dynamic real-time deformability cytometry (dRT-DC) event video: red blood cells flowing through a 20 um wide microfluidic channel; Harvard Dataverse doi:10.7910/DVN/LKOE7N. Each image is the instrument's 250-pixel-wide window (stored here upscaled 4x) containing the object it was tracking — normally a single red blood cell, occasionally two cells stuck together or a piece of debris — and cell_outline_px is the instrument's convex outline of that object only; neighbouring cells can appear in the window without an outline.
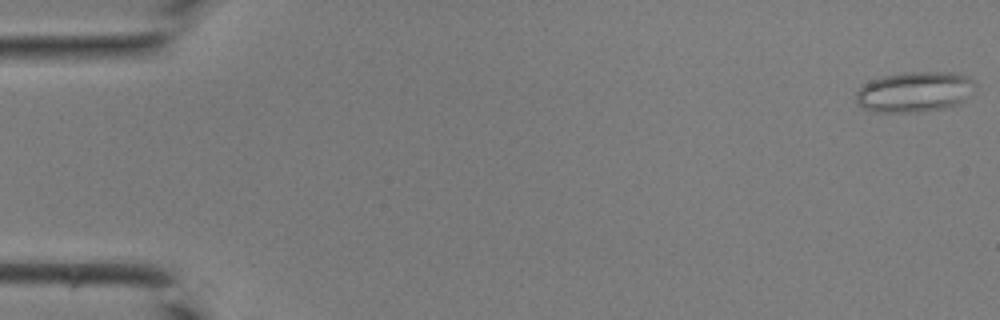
{"species": "common noctule bat (a hibernating species)", "species_latin": "Nyctalus noctula", "temperature_condition": "room temperature", "stored_images_in_passage": 43, "camera_frame_rate_fps": 3000, "um_per_image_px": 0.085, "animal": {"sex": "male", "body_mass_g": 19.0, "forearm_length_mm": 50.8}, "frame": {"image": 1, "passage_image": 1, "time_ms": 0.0, "image_size_px": [1000, 320], "cell_outline_px": [[976, 84], [968, 96], [960, 104], [944, 108], [916, 112], [876, 112], [864, 108], [856, 104], [856, 92], [864, 84], [880, 76], [904, 72], [952, 72], [968, 76]], "centroid_in_image_um": [77.73, 7.8], "position_along_channel_um": 7.3, "area_um2": 28.21}}
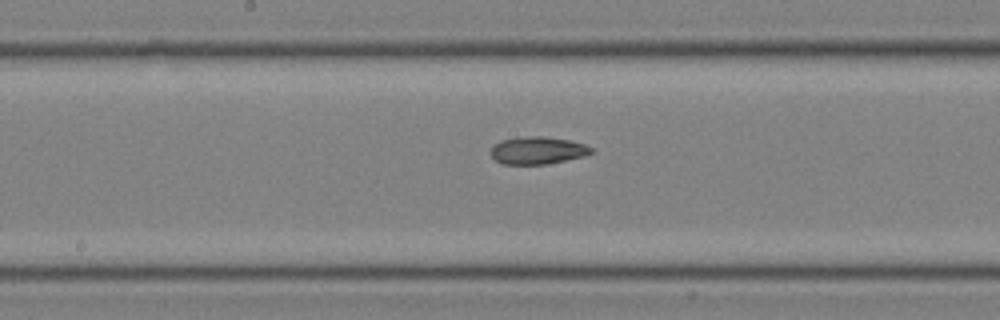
{"frame": {"image": 2, "passage_image": 23, "time_ms": 7.333, "image_size_px": [1000, 320], "cell_outline_px": [[592, 152], [584, 156], [548, 164], [500, 164], [488, 152], [500, 140], [524, 136], [544, 136], [568, 140], [584, 144], [592, 148]], "centroid_in_image_um": [45.66, 12.79], "position_along_channel_um": 202.5, "area_um2": 16.07}}
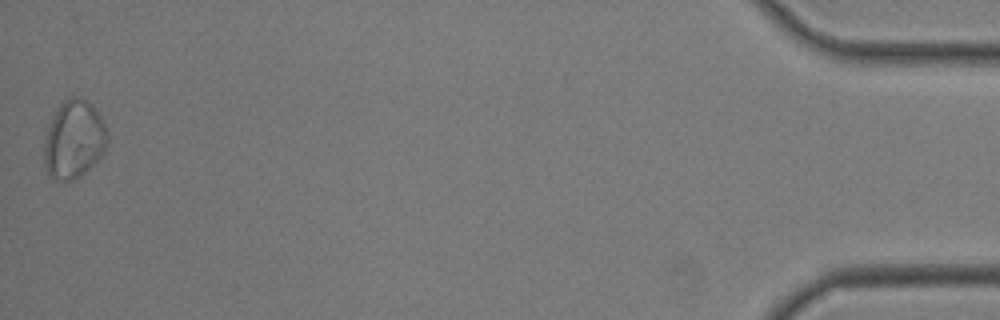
{"frame": {"image": 3, "passage_image": 43, "time_ms": 14.0, "image_size_px": [1000, 320], "cell_outline_px": [[108, 140], [104, 152], [80, 176], [72, 180], [52, 180], [48, 176], [44, 164], [44, 144], [48, 128], [52, 116], [56, 108], [64, 100], [72, 96], [80, 96], [92, 104], [104, 120], [108, 132]], "centroid_in_image_um": [6.28, 11.83], "position_along_channel_um": 428.9, "area_um2": 29.07}}